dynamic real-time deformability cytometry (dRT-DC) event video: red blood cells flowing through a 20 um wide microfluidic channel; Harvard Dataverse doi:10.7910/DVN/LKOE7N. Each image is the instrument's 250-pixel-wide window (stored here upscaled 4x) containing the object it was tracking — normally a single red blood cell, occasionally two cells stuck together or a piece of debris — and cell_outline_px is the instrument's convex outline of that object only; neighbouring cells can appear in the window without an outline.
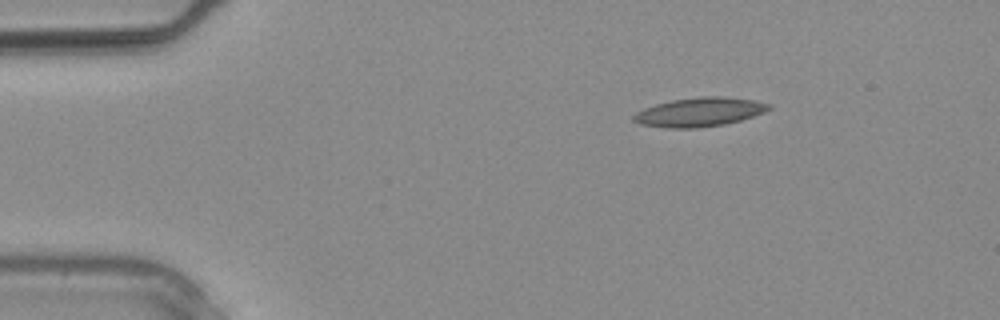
{"species": "common noctule bat (a hibernating species)", "species_latin": "Nyctalus noctula", "temperature_condition": "warm", "stored_images_in_passage": 3, "camera_frame_rate_fps": 3000, "um_per_image_px": 0.085, "animal": {"sex": "male", "body_mass_g": 20.4}, "frame": {"image": 1, "passage_image": 3, "time_ms": 0.667, "image_size_px": [1000, 320], "cell_outline_px": [[772, 108], [764, 112], [740, 120], [724, 124], [696, 128], [668, 128], [640, 124], [632, 120], [632, 116], [636, 112], [644, 108], [656, 104], [672, 100], [700, 96], [720, 96], [756, 100], [772, 104]], "centroid_in_image_um": [59.46, 9.52], "position_along_channel_um": 25.5, "area_um2": 22.89}}